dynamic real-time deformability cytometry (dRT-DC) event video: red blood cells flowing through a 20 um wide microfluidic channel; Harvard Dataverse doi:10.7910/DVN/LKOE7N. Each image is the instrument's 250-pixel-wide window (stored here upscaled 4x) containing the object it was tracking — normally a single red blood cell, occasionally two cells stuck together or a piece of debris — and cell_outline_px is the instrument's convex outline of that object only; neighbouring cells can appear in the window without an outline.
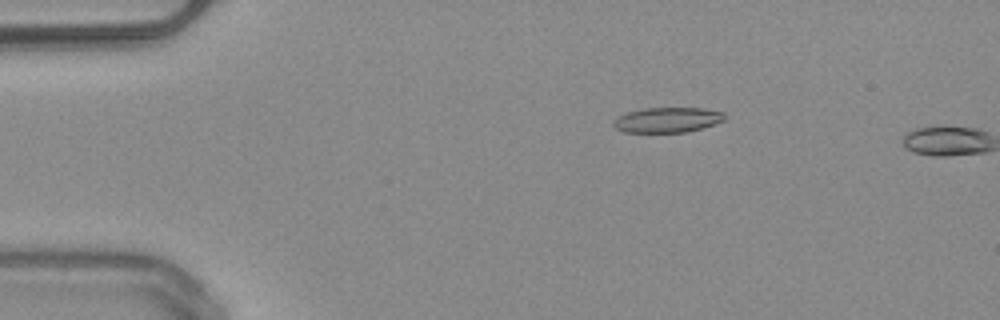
{"species": "common noctule bat (a hibernating species)", "species_latin": "Nyctalus noctula", "temperature_condition": "warm", "stored_images_in_passage": 4, "camera_frame_rate_fps": 3000, "um_per_image_px": 0.085, "animal": {"sex": "male", "body_mass_g": 20.4}, "frame": {"image": 1, "passage_image": 3, "time_ms": 0.667, "image_size_px": [1000, 320], "cell_outline_px": [[728, 116], [724, 120], [716, 124], [704, 128], [688, 132], [624, 132], [616, 128], [612, 124], [612, 120], [628, 112], [644, 108], [704, 108], [724, 112]], "centroid_in_image_um": [56.79, 10.19], "position_along_channel_um": 28.2, "area_um2": 16.47}}